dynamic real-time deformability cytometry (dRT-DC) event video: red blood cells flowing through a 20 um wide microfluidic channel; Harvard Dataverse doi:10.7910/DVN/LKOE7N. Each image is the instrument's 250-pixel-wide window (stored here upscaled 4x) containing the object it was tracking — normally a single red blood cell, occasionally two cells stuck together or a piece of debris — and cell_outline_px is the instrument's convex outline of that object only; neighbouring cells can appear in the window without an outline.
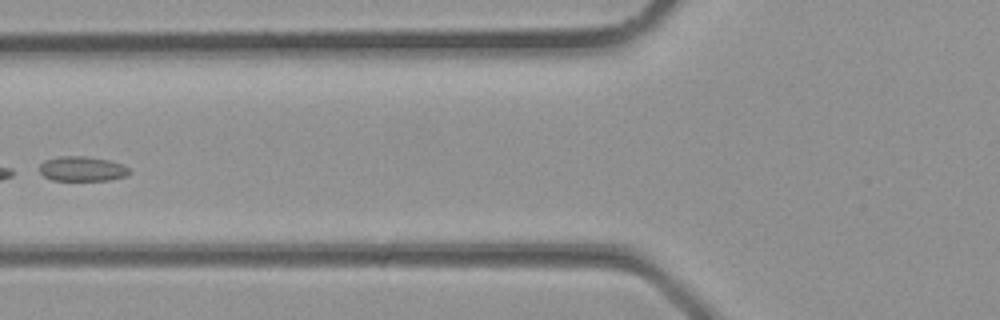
{"species": "common noctule bat (a hibernating species)", "species_latin": "Nyctalus noctula", "temperature_condition": "room temperature", "stored_images_in_passage": 24, "camera_frame_rate_fps": 3000, "um_per_image_px": 0.085, "animal": {"sex": "male", "body_mass_g": 23.1, "forearm_length_mm": 52.7}, "frame": {"image": 1, "passage_image": 4, "time_ms": 1.0, "image_size_px": [1000, 320], "cell_outline_px": [[132, 172], [128, 176], [108, 180], [52, 180], [44, 176], [40, 172], [40, 164], [44, 160], [56, 156], [84, 156], [108, 160], [124, 164]], "centroid_in_image_um": [7.0, 14.34], "position_along_channel_um": 118.8, "area_um2": 13.12}}
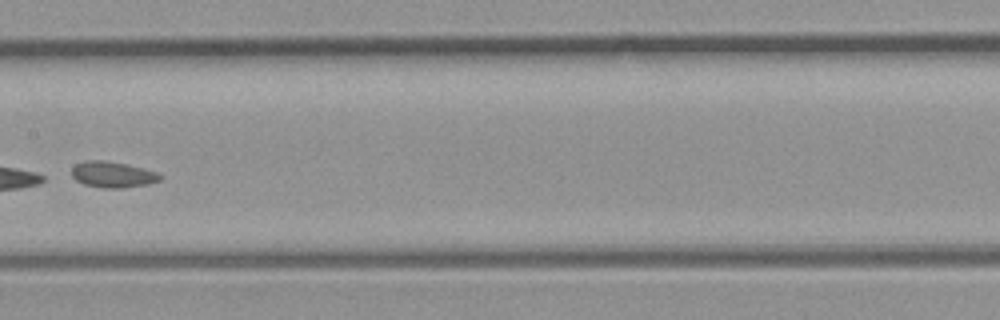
{"frame": {"image": 2, "passage_image": 8, "time_ms": 2.333, "image_size_px": [1000, 320], "cell_outline_px": [[160, 180], [148, 184], [120, 188], [104, 188], [84, 184], [76, 180], [72, 176], [72, 168], [76, 164], [88, 160], [104, 160], [124, 164], [156, 172], [160, 176]], "centroid_in_image_um": [9.53, 14.84], "position_along_channel_um": 197.9, "area_um2": 13.06}}
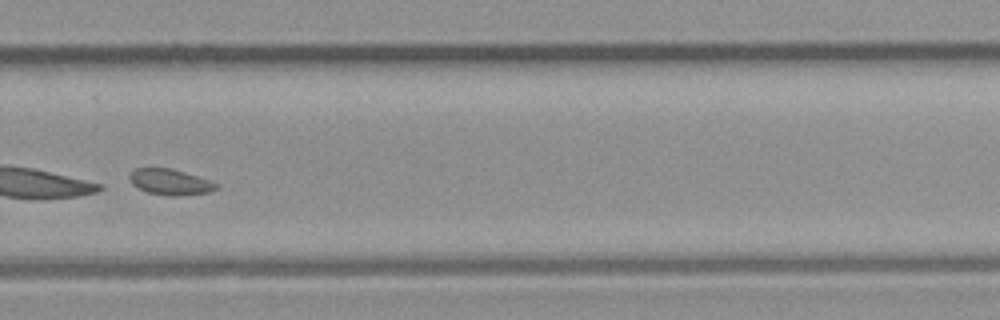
{"frame": {"image": 3, "passage_image": 14, "time_ms": 4.333, "image_size_px": [1000, 320], "cell_outline_px": [[220, 188], [212, 192], [172, 196], [148, 192], [132, 184], [128, 176], [136, 168], [172, 168], [220, 184]], "centroid_in_image_um": [14.51, 15.47], "position_along_channel_um": 315.3, "area_um2": 12.95}}